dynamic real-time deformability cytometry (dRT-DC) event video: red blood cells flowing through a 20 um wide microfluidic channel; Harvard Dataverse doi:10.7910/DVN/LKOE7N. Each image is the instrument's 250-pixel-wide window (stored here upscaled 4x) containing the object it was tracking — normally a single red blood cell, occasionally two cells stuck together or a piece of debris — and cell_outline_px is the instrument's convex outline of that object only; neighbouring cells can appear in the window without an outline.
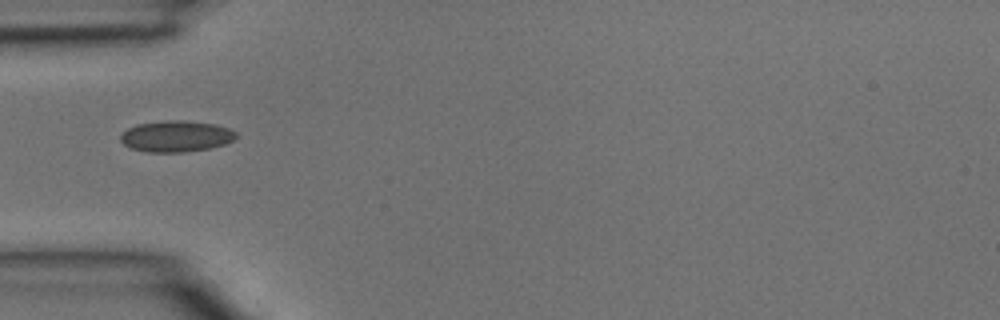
{"species": "common noctule bat (a hibernating species)", "species_latin": "Nyctalus noctula", "temperature_condition": "room temperature", "stored_images_in_passage": 2, "camera_frame_rate_fps": 3000, "um_per_image_px": 0.085, "animal": {"sex": "male", "body_mass_g": 15.6}, "frame": {"image": 1, "passage_image": 1, "time_ms": 0.0, "image_size_px": [1000, 320], "cell_outline_px": [[236, 136], [232, 140], [224, 144], [208, 148], [184, 152], [148, 152], [132, 148], [124, 144], [120, 140], [120, 136], [128, 128], [136, 124], [164, 120], [180, 120], [212, 124], [228, 128], [236, 132]], "centroid_in_image_um": [14.93, 11.58], "position_along_channel_um": 70.1, "area_um2": 20.75}}